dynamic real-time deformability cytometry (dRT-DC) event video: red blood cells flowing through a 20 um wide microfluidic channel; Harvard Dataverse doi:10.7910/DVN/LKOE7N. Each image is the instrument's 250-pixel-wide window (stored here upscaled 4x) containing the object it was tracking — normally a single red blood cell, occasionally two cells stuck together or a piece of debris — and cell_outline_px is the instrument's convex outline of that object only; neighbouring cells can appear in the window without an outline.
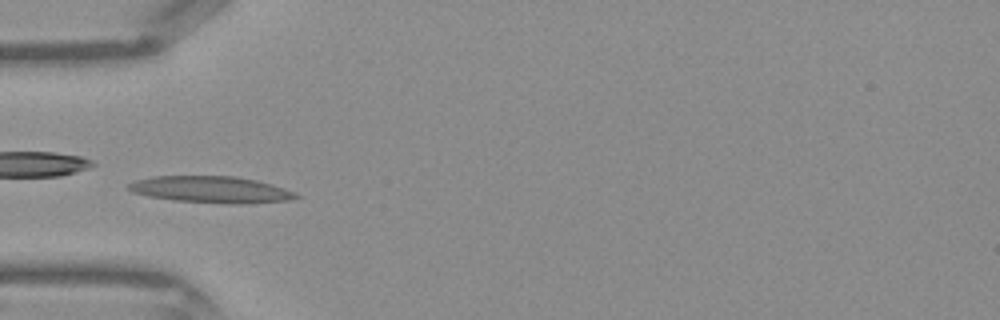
{"species": "Egyptian fruit bat (a non-hibernating species)", "species_latin": "Rousettus aegyptiacus", "temperature_condition": "warm", "stored_images_in_passage": 24, "camera_frame_rate_fps": 3000, "um_per_image_px": 0.085, "frame": {"image": 1, "passage_image": 4, "time_ms": 1.0, "image_size_px": [1000, 320], "cell_outline_px": [[300, 196], [288, 200], [244, 204], [228, 204], [176, 200], [148, 196], [132, 192], [128, 188], [128, 184], [136, 180], [152, 176], [236, 176], [256, 180], [272, 184], [296, 192]], "centroid_in_image_um": [17.96, 16.11], "position_along_channel_um": 67.0, "area_um2": 25.95}}
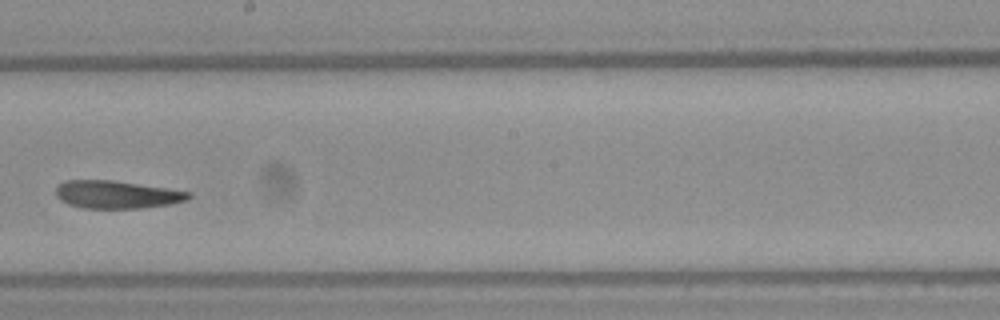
{"frame": {"image": 2, "passage_image": 15, "time_ms": 4.667, "image_size_px": [1000, 320], "cell_outline_px": [[192, 196], [184, 200], [168, 204], [140, 208], [84, 208], [68, 204], [60, 200], [56, 196], [56, 188], [60, 184], [68, 180], [112, 180], [168, 188], [192, 192]], "centroid_in_image_um": [9.91, 16.53], "position_along_channel_um": 238.3, "area_um2": 21.33}}
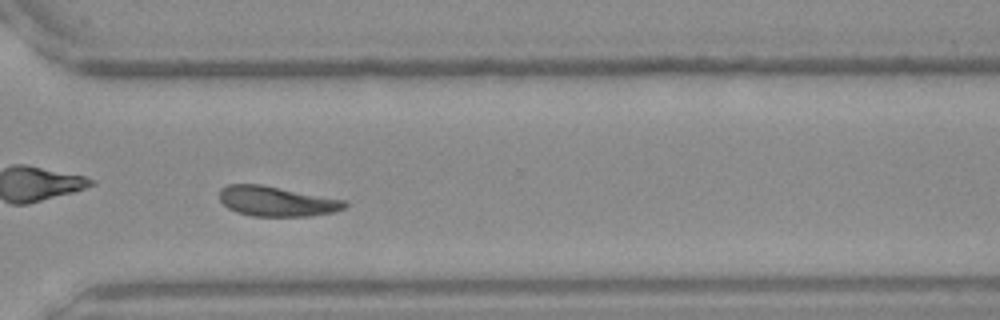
{"frame": {"image": 3, "passage_image": 22, "time_ms": 7.0, "image_size_px": [1000, 320], "cell_outline_px": [[348, 204], [344, 208], [336, 212], [312, 216], [252, 216], [236, 212], [228, 208], [220, 200], [220, 188], [228, 184], [260, 184], [344, 200]], "centroid_in_image_um": [23.5, 17.12], "position_along_channel_um": 347.1, "area_um2": 21.85}}